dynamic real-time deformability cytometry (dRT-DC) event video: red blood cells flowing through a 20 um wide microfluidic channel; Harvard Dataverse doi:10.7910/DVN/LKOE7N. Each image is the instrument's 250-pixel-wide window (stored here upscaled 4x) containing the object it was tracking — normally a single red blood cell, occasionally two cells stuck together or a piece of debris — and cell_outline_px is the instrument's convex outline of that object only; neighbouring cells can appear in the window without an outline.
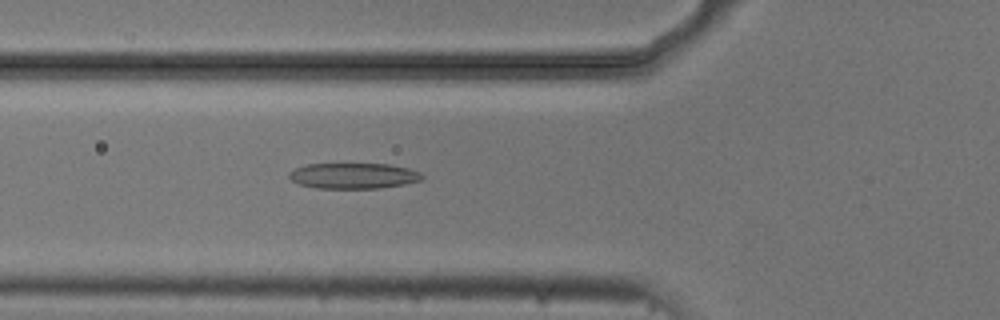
{"species": "common noctule bat (a hibernating species)", "species_latin": "Nyctalus noctula", "temperature_condition": "cold", "stored_images_in_passage": 53, "camera_frame_rate_fps": 3000, "um_per_image_px": 0.085, "animal": {"sex": "male", "body_mass_g": 20.5, "forearm_length_mm": 52.5}, "frame": {"image": 1, "passage_image": 19, "time_ms": 6.0, "image_size_px": [1000, 320], "cell_outline_px": [[424, 176], [420, 180], [404, 184], [380, 188], [316, 188], [300, 184], [292, 180], [288, 176], [288, 172], [296, 168], [308, 164], [388, 164], [408, 168], [420, 172]], "centroid_in_image_um": [30.04, 14.94], "position_along_channel_um": 95.8, "area_um2": 19.77}}
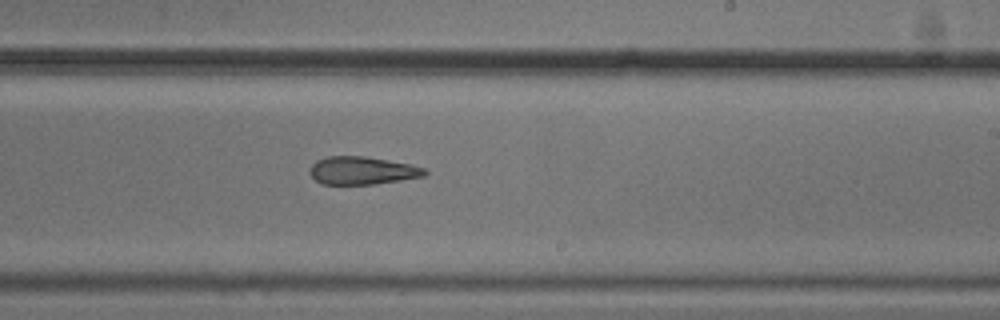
{"frame": {"image": 2, "passage_image": 32, "time_ms": 10.333, "image_size_px": [1000, 320], "cell_outline_px": [[428, 172], [424, 176], [400, 180], [372, 184], [320, 184], [308, 172], [312, 164], [316, 160], [328, 156], [364, 156], [412, 164], [424, 168]], "centroid_in_image_um": [30.77, 14.49], "position_along_channel_um": 258.2, "area_um2": 18.67}}
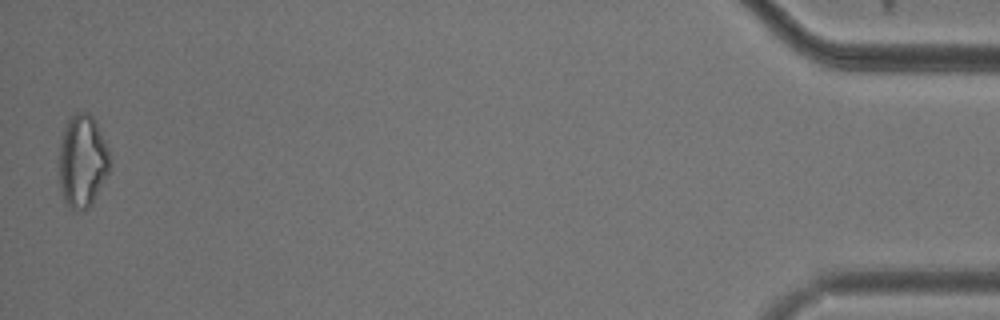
{"frame": {"image": 3, "passage_image": 53, "time_ms": 17.333, "image_size_px": [1000, 320], "cell_outline_px": [[108, 172], [92, 204], [84, 212], [72, 208], [64, 200], [60, 188], [60, 144], [64, 124], [68, 116], [76, 112], [88, 112], [96, 120], [108, 148]], "centroid_in_image_um": [6.99, 13.65], "position_along_channel_um": 428.2, "area_um2": 27.4}, "authors_computed_cell_mechanics": {"area_um2": 20.9236, "velocity_mm_per_s": 3.7264, "shape_relaxation_time_tau1_ms": 7.4309, "shape_relaxation_time_tau2_ms": 7.1268, "deformation_change_tau1": 0.1623, "deformation_change_tau2": 0.1954}}